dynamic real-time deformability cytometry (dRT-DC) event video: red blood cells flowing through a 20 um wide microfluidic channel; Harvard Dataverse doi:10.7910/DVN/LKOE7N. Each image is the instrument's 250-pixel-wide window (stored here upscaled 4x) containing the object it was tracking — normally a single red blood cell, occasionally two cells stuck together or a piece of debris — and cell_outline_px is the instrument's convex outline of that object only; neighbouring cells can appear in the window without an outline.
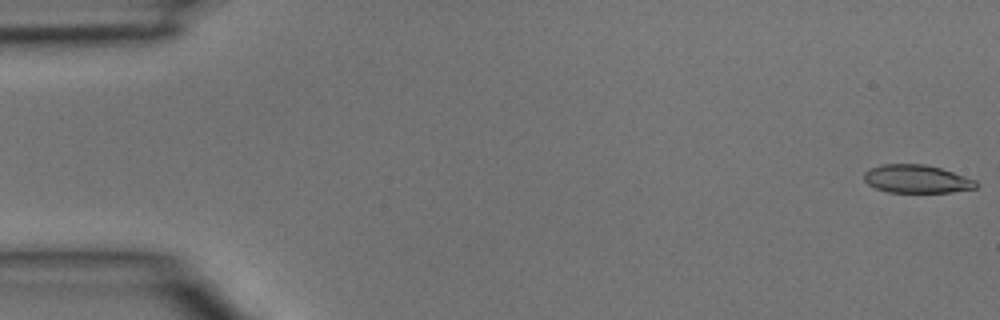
{"species": "common noctule bat (a hibernating species)", "species_latin": "Nyctalus noctula", "temperature_condition": "room temperature", "stored_images_in_passage": 4, "camera_frame_rate_fps": 3000, "um_per_image_px": 0.085, "animal": {"sex": "male", "body_mass_g": 15.6}, "frame": {"image": 1, "passage_image": 1, "time_ms": 0.0, "image_size_px": [1000, 320], "cell_outline_px": [[980, 184], [976, 188], [952, 192], [888, 192], [876, 188], [868, 184], [864, 180], [864, 172], [872, 168], [884, 164], [924, 164], [940, 168], [976, 180]], "centroid_in_image_um": [77.94, 15.22], "position_along_channel_um": 7.1, "area_um2": 18.26}}
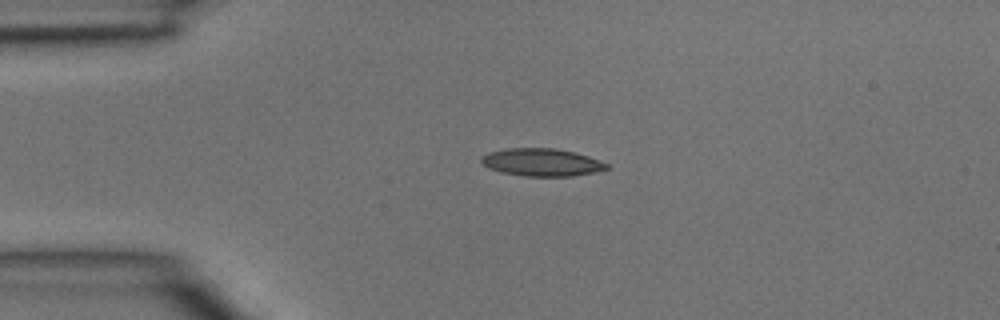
{"frame": {"image": 2, "passage_image": 3, "time_ms": 0.667, "image_size_px": [1000, 320], "cell_outline_px": [[612, 168], [572, 176], [524, 176], [504, 172], [488, 168], [480, 160], [480, 156], [488, 152], [504, 148], [556, 148], [588, 156], [608, 164]], "centroid_in_image_um": [46.02, 13.78], "position_along_channel_um": 39.0, "area_um2": 20.11}}
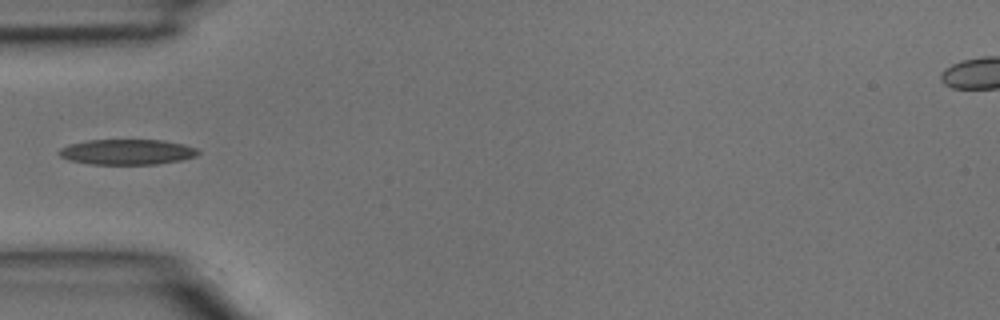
{"frame": {"image": 3, "passage_image": 4, "time_ms": 1.0, "image_size_px": [1000, 320], "cell_outline_px": [[200, 152], [196, 156], [180, 160], [156, 164], [88, 164], [68, 160], [60, 156], [56, 152], [60, 148], [68, 144], [88, 140], [164, 140], [184, 144], [196, 148]], "centroid_in_image_um": [10.76, 12.91], "position_along_channel_um": 74.2, "area_um2": 20.69}}